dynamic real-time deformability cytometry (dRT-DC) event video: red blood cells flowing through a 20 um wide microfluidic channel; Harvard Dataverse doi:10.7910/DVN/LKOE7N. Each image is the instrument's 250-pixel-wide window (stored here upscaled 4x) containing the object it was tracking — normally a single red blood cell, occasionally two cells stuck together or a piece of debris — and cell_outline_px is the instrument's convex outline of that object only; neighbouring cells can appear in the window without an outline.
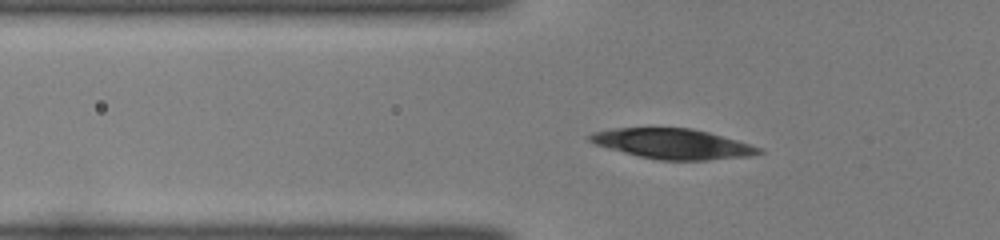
{"species": "common noctule bat (a hibernating species)", "species_latin": "Nyctalus noctula", "temperature_condition": "room temperature", "stored_images_in_passage": 36, "camera_frame_rate_fps": 3000, "um_per_image_px": 0.085, "animal": {"sex": "female", "body_mass_g": 22.0, "forearm_length_mm": 56.7}, "frame": {"image": 1, "passage_image": 3, "time_ms": 0.667, "image_size_px": [1000, 240], "cell_outline_px": [[764, 152], [748, 156], [708, 160], [660, 160], [640, 156], [608, 148], [596, 144], [588, 140], [588, 136], [592, 132], [612, 128], [692, 128], [708, 132], [736, 140], [760, 148]], "centroid_in_image_um": [57.15, 12.22], "position_along_channel_um": 68.7, "area_um2": 29.3}}
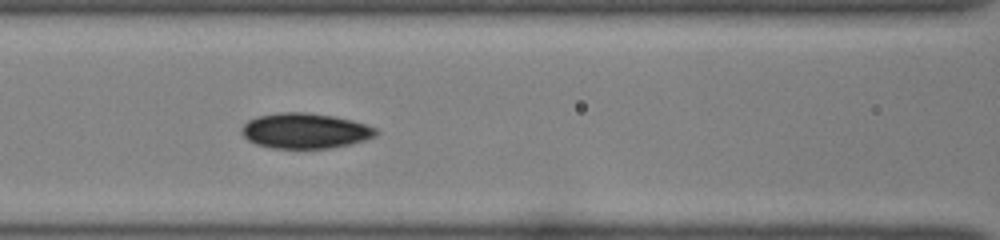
{"frame": {"image": 2, "passage_image": 9, "time_ms": 2.667, "image_size_px": [1000, 240], "cell_outline_px": [[380, 132], [376, 136], [364, 140], [348, 144], [328, 148], [272, 148], [256, 144], [248, 140], [240, 132], [240, 128], [248, 120], [260, 116], [280, 112], [304, 112], [332, 116], [352, 120], [376, 128]], "centroid_in_image_um": [25.92, 11.12], "position_along_channel_um": 140.7, "area_um2": 27.51}}
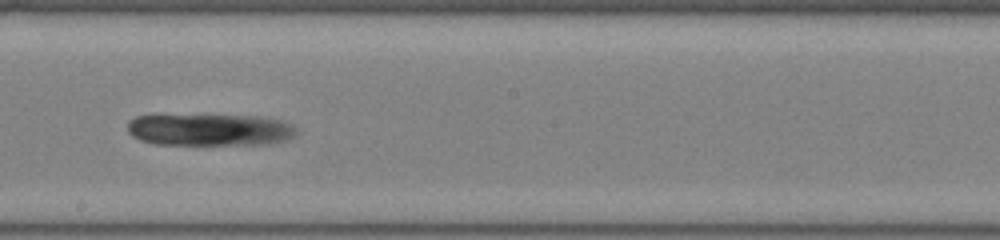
{"frame": {"image": 3, "passage_image": 16, "time_ms": 5.0, "image_size_px": [1000, 240], "cell_outline_px": [[296, 136], [288, 140], [268, 144], [156, 144], [140, 140], [132, 136], [128, 132], [128, 120], [136, 116], [256, 116], [284, 120], [292, 124], [296, 128]], "centroid_in_image_um": [17.89, 11.04], "position_along_channel_um": 230.3, "area_um2": 31.33}}